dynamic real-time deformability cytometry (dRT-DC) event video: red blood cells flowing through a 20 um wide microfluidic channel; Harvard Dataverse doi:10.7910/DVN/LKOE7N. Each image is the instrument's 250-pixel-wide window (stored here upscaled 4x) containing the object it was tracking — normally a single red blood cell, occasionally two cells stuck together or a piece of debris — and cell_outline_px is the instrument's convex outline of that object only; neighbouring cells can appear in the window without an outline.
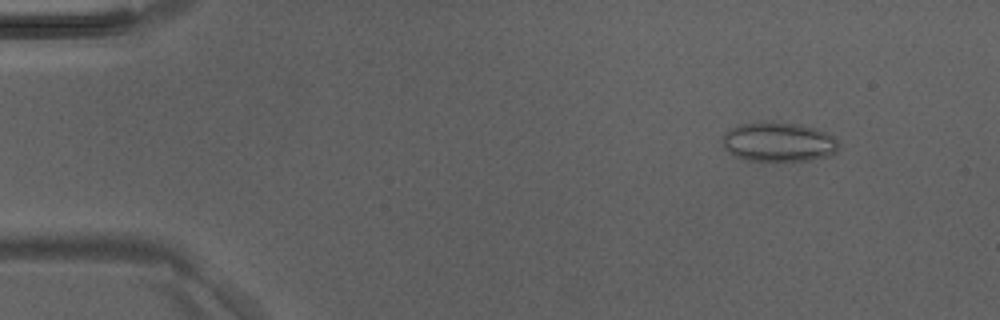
{"species": "Egyptian fruit bat (a non-hibernating species)", "species_latin": "Rousettus aegyptiacus", "temperature_condition": "room temperature", "stored_images_in_passage": 5, "camera_frame_rate_fps": 3000, "um_per_image_px": 0.085, "animal": {"sex": "male"}, "frame": {"image": 1, "passage_image": 2, "time_ms": 0.333, "image_size_px": [1000, 320], "cell_outline_px": [[840, 148], [836, 152], [828, 156], [808, 160], [748, 160], [736, 156], [728, 152], [724, 148], [724, 132], [736, 124], [768, 120], [800, 124], [816, 128], [832, 136], [840, 144]], "centroid_in_image_um": [66.17, 12.03], "position_along_channel_um": 18.8, "area_um2": 26.93}}
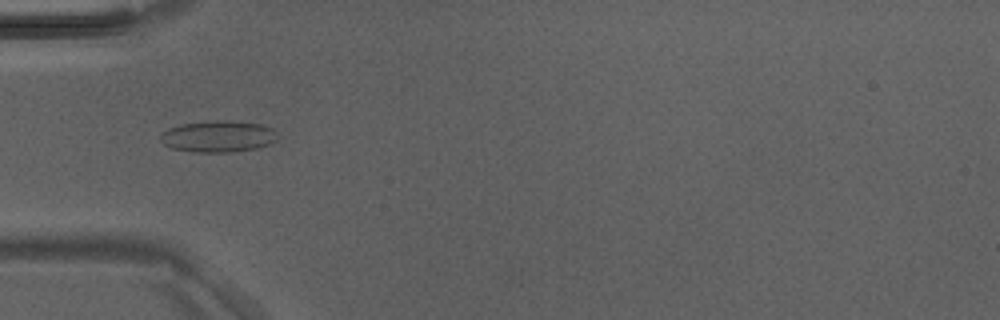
{"frame": {"image": 2, "passage_image": 5, "time_ms": 1.333, "image_size_px": [1000, 320], "cell_outline_px": [[276, 140], [272, 144], [256, 148], [232, 152], [192, 152], [172, 148], [164, 144], [160, 140], [160, 136], [168, 128], [180, 124], [212, 120], [228, 120], [264, 124], [272, 128], [276, 132]], "centroid_in_image_um": [18.56, 11.59], "position_along_channel_um": 66.4, "area_um2": 21.73}}